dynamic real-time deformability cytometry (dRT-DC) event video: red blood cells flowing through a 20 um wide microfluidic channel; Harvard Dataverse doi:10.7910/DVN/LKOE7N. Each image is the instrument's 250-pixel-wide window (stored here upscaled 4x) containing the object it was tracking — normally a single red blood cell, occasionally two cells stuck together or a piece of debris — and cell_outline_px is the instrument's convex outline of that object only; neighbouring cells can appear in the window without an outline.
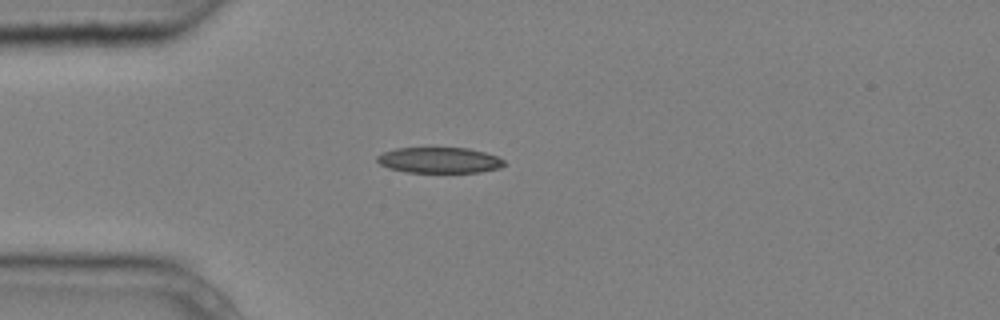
{"species": "common noctule bat (a hibernating species)", "species_latin": "Nyctalus noctula", "temperature_condition": "cold", "stored_images_in_passage": 1, "camera_frame_rate_fps": 3000, "um_per_image_px": 0.085, "animal": {"sex": "male", "body_mass_g": 20.4}, "frame": {"image": 1, "passage_image": 1, "time_ms": 0.0, "image_size_px": [1000, 320], "cell_outline_px": [[504, 164], [500, 168], [480, 172], [408, 172], [388, 168], [380, 164], [376, 160], [376, 156], [384, 152], [396, 148], [468, 148], [484, 152], [496, 156], [504, 160]], "centroid_in_image_um": [37.33, 13.61], "position_along_channel_um": 47.7, "area_um2": 18.96}}